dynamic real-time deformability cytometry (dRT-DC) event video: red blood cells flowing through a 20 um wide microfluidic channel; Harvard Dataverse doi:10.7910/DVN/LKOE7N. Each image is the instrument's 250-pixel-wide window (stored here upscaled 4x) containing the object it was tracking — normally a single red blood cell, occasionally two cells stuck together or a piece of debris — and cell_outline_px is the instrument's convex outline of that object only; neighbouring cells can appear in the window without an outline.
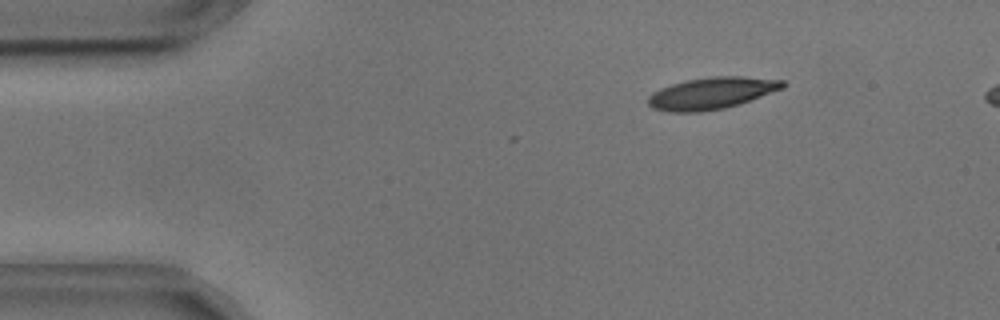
{"species": "common noctule bat (a hibernating species)", "species_latin": "Nyctalus noctula", "temperature_condition": "cold", "stored_images_in_passage": 6, "camera_frame_rate_fps": 3000, "um_per_image_px": 0.085, "animal": {"sex": "male", "body_mass_g": 17.9, "forearm_length_mm": 54.2}, "frame": {"image": 1, "passage_image": 6, "time_ms": 1.667, "image_size_px": [1000, 320], "cell_outline_px": [[788, 84], [784, 88], [724, 108], [700, 112], [668, 112], [652, 108], [648, 104], [648, 96], [652, 92], [660, 88], [672, 84], [688, 80], [712, 76], [744, 76], [784, 80]], "centroid_in_image_um": [60.47, 7.91], "position_along_channel_um": 24.5, "area_um2": 24.85}}